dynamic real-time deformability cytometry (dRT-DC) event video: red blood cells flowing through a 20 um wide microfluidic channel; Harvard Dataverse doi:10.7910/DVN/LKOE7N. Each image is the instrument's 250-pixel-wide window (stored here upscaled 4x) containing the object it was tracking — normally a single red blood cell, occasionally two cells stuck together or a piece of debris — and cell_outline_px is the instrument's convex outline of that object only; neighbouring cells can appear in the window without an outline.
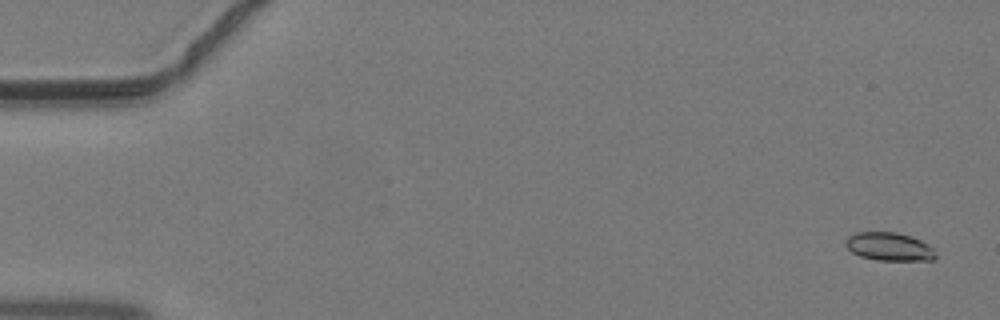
{"species": "common noctule bat (a hibernating species)", "species_latin": "Nyctalus noctula", "temperature_condition": "warm", "stored_images_in_passage": 45, "camera_frame_rate_fps": 3000, "um_per_image_px": 0.085, "animal": {"sex": "male", "body_mass_g": 19.2, "forearm_length_mm": 51.8}, "frame": {"image": 1, "passage_image": 2, "time_ms": 0.333, "image_size_px": [1000, 320], "cell_outline_px": [[936, 260], [880, 260], [860, 256], [852, 252], [844, 244], [844, 240], [848, 236], [856, 232], [896, 232], [920, 240], [928, 244], [932, 248], [936, 256]], "centroid_in_image_um": [75.56, 20.96], "position_along_channel_um": 9.4, "area_um2": 14.74}}
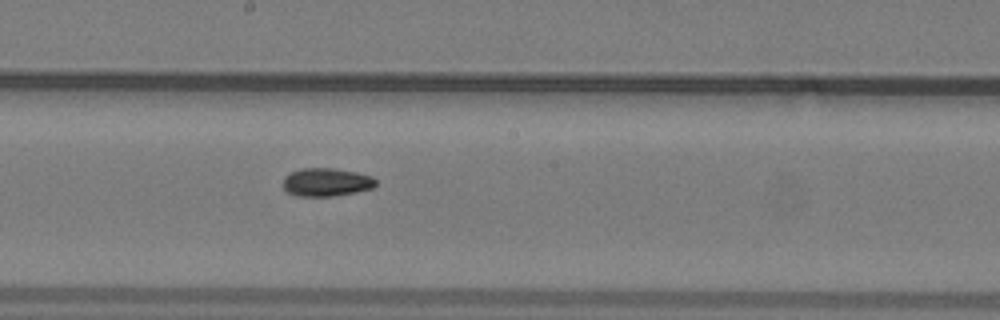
{"frame": {"image": 2, "passage_image": 25, "time_ms": 8.0, "image_size_px": [1000, 320], "cell_outline_px": [[376, 184], [372, 188], [356, 192], [336, 196], [296, 196], [288, 192], [284, 188], [284, 176], [300, 168], [332, 168], [356, 172], [372, 176], [376, 180]], "centroid_in_image_um": [27.75, 15.48], "position_along_channel_um": 220.5, "area_um2": 15.26}}
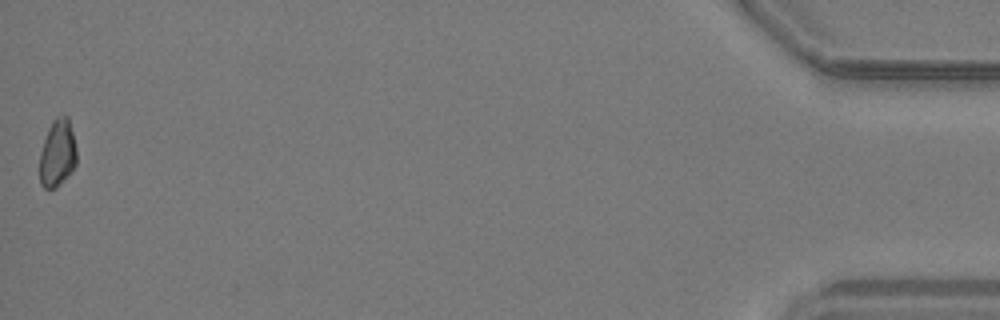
{"frame": {"image": 3, "passage_image": 45, "time_ms": 14.667, "image_size_px": [1000, 320], "cell_outline_px": [[76, 164], [72, 172], [56, 188], [44, 188], [40, 184], [40, 152], [48, 128], [52, 120], [56, 116], [68, 116], [76, 148]], "centroid_in_image_um": [4.88, 13.03], "position_along_channel_um": 430.3, "area_um2": 14.57}}